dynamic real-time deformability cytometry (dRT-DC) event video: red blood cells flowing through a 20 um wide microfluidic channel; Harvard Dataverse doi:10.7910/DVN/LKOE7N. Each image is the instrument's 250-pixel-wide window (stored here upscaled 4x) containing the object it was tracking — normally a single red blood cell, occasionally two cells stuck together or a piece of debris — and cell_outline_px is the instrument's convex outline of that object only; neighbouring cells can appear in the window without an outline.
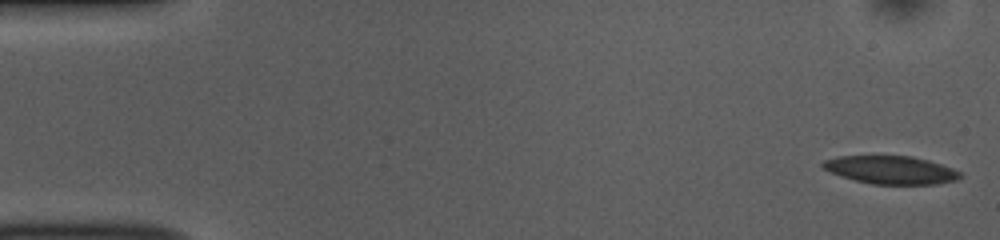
{"species": "common noctule bat (a hibernating species)", "species_latin": "Nyctalus noctula", "temperature_condition": "room temperature", "stored_images_in_passage": 53, "camera_frame_rate_fps": 3000, "um_per_image_px": 0.085, "animal": {"sex": "female", "body_mass_g": 10.0, "forearm_length_mm": 53.1}, "frame": {"image": 1, "passage_image": 1, "time_ms": 0.0, "image_size_px": [1000, 240], "cell_outline_px": [[960, 176], [956, 180], [936, 184], [872, 184], [840, 176], [824, 168], [820, 164], [824, 160], [840, 156], [912, 156], [928, 160], [952, 168], [960, 172]], "centroid_in_image_um": [75.72, 14.44], "position_along_channel_um": 9.3, "area_um2": 22.2}}
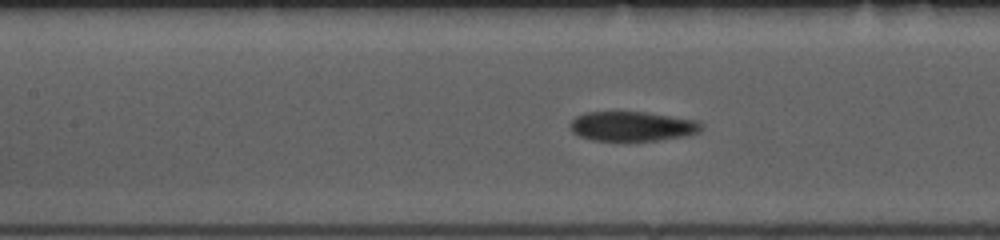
{"frame": {"image": 2, "passage_image": 23, "time_ms": 7.333, "image_size_px": [1000, 240], "cell_outline_px": [[700, 132], [684, 136], [656, 140], [592, 140], [580, 136], [572, 132], [568, 124], [576, 116], [584, 112], [648, 112], [696, 120], [700, 124]], "centroid_in_image_um": [53.69, 10.72], "position_along_channel_um": 153.7, "area_um2": 22.48}}
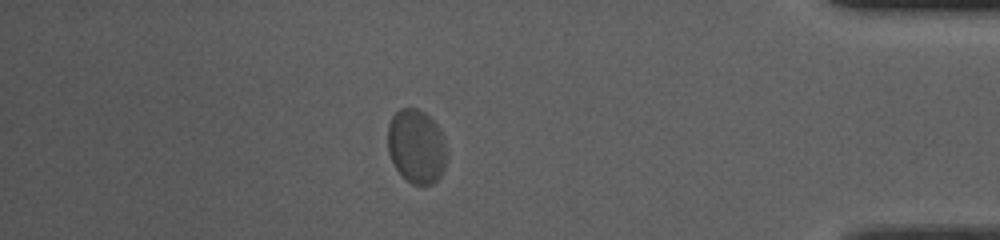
{"frame": {"image": 3, "passage_image": 46, "time_ms": 15.0, "image_size_px": [1000, 240], "cell_outline_px": [[444, 168], [440, 176], [432, 184], [412, 184], [396, 168], [388, 152], [388, 124], [392, 116], [400, 108], [416, 108], [424, 112], [440, 128], [444, 140]], "centroid_in_image_um": [35.37, 12.41], "position_along_channel_um": 399.8, "area_um2": 25.03}, "authors_computed_cell_mechanics": {"area_um2": 23.409, "velocity_mm_per_s": 3.7101, "shape_relaxation_time_tau1_ms": 2.7797, "shape_relaxation_time_tau2_ms": null, "deformation_change_tau1": 0.0847, "deformation_change_tau2": null}}